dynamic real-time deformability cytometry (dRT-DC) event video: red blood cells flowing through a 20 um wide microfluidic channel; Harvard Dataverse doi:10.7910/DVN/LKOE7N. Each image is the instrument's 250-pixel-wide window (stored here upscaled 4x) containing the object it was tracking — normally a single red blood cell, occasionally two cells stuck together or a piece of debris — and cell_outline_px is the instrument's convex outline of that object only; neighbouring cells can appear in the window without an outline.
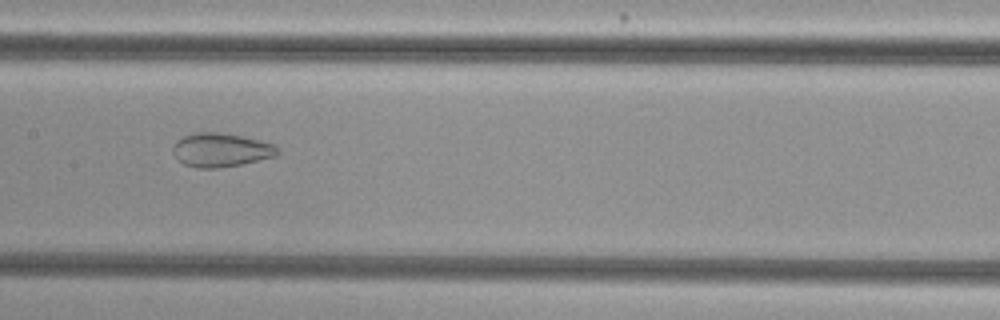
{"species": "common noctule bat (a hibernating species)", "species_latin": "Nyctalus noctula", "temperature_condition": "cold", "stored_images_in_passage": 53, "camera_frame_rate_fps": 3000, "um_per_image_px": 0.085, "animal": {"sex": "female", "body_mass_g": 29.2, "forearm_length_mm": 56.3}, "frame": {"image": 1, "passage_image": 27, "time_ms": 8.667, "image_size_px": [1000, 320], "cell_outline_px": [[280, 152], [276, 156], [240, 164], [220, 168], [196, 168], [184, 164], [172, 152], [172, 148], [176, 140], [184, 136], [200, 132], [220, 132], [260, 140], [272, 144]], "centroid_in_image_um": [18.75, 12.75], "position_along_channel_um": 188.6, "area_um2": 20.4}}
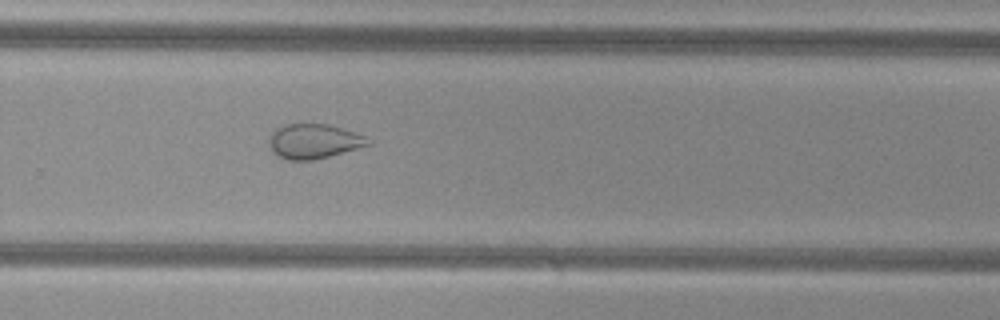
{"frame": {"image": 2, "passage_image": 36, "time_ms": 11.667, "image_size_px": [1000, 320], "cell_outline_px": [[372, 144], [328, 156], [312, 160], [288, 160], [276, 156], [268, 148], [268, 140], [272, 132], [276, 128], [288, 124], [328, 124], [368, 136], [372, 140]], "centroid_in_image_um": [26.66, 12.01], "position_along_channel_um": 303.1, "area_um2": 20.17}}
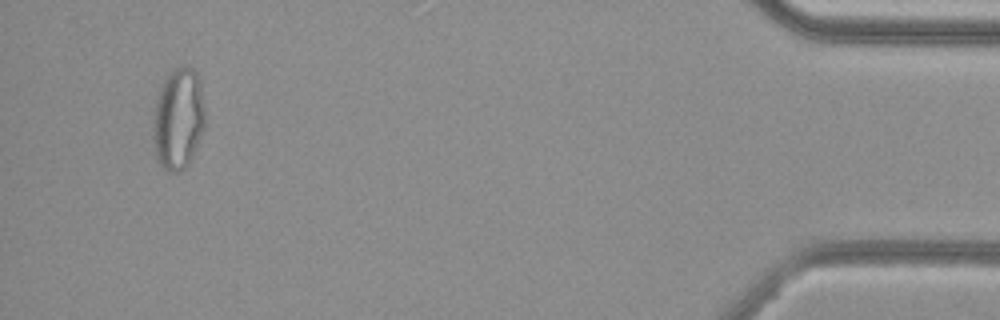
{"frame": {"image": 3, "passage_image": 51, "time_ms": 16.667, "image_size_px": [1000, 320], "cell_outline_px": [[204, 128], [192, 156], [188, 164], [180, 172], [168, 172], [156, 160], [152, 140], [152, 120], [156, 100], [160, 88], [164, 80], [176, 68], [184, 64], [192, 68], [196, 72], [200, 80], [204, 104]], "centroid_in_image_um": [15.13, 10.11], "position_along_channel_um": 420.1, "area_um2": 31.04}, "authors_computed_cell_mechanics": {"area_um2": 28.0908, "velocity_mm_per_s": 3.8258, "shape_relaxation_time_tau1_ms": null, "shape_relaxation_time_tau2_ms": 1.5339, "deformation_change_tau1": null, "deformation_change_tau2": 0.0744}}